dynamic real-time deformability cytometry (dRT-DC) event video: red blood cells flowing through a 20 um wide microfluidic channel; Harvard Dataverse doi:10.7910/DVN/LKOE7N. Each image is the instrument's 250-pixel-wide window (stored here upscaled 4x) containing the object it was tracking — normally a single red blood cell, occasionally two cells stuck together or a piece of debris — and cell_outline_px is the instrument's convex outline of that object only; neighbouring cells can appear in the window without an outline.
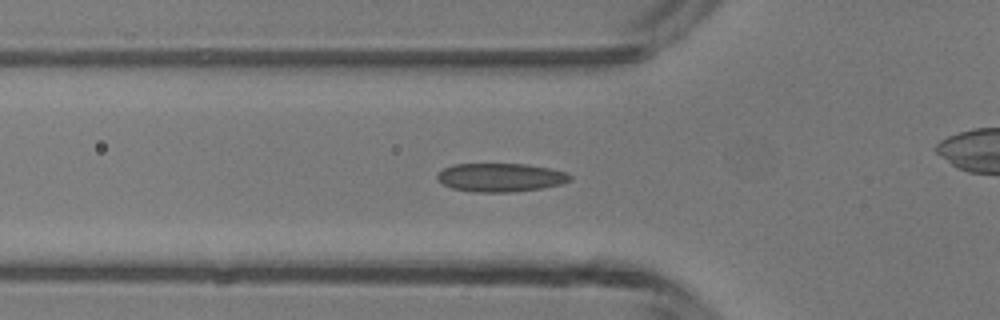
{"species": "common noctule bat (a hibernating species)", "species_latin": "Nyctalus noctula", "temperature_condition": "room temperature", "stored_images_in_passage": 26, "camera_frame_rate_fps": 3000, "um_per_image_px": 0.085, "animal": {"sex": "male", "body_mass_g": 13.3}, "frame": {"image": 1, "passage_image": 15, "time_ms": 4.667, "image_size_px": [1000, 320], "cell_outline_px": [[572, 180], [560, 184], [540, 188], [512, 192], [472, 192], [452, 188], [436, 180], [436, 176], [444, 168], [452, 164], [524, 164], [548, 168], [564, 172], [572, 176]], "centroid_in_image_um": [42.51, 15.08], "position_along_channel_um": 83.3, "area_um2": 21.96}}
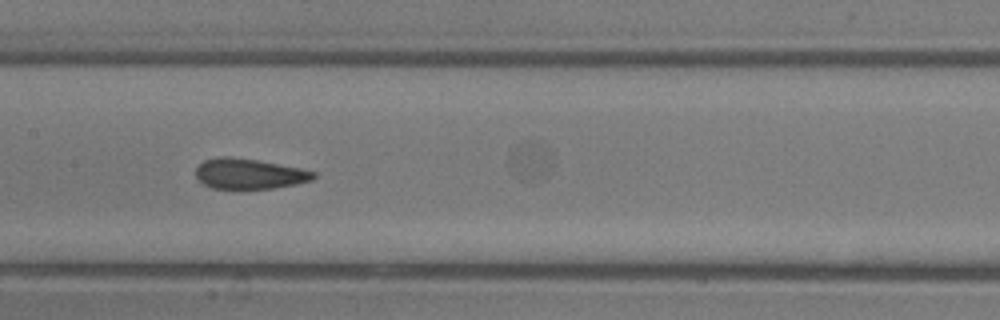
{"frame": {"image": 2, "passage_image": 22, "time_ms": 7.0, "image_size_px": [1000, 320], "cell_outline_px": [[316, 176], [312, 180], [296, 184], [272, 188], [212, 188], [204, 184], [196, 176], [196, 168], [204, 160], [220, 156], [224, 156], [256, 160], [300, 168], [316, 172]], "centroid_in_image_um": [21.19, 14.77], "position_along_channel_um": 186.2, "area_um2": 20.52}}
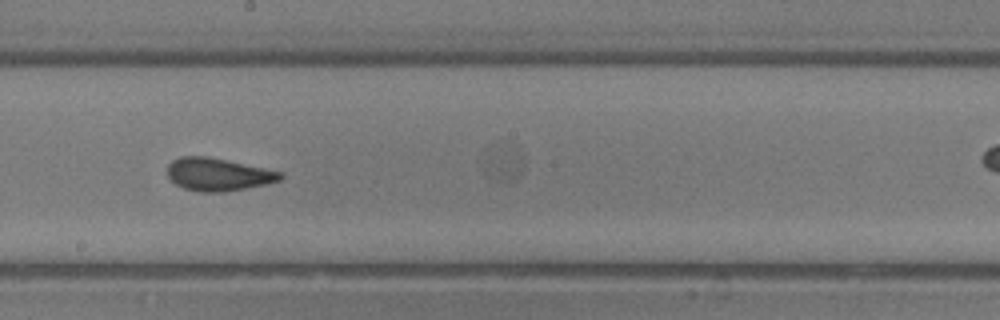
{"frame": {"image": 3, "passage_image": 25, "time_ms": 8.0, "image_size_px": [1000, 320], "cell_outline_px": [[284, 176], [280, 180], [264, 184], [224, 192], [200, 192], [184, 188], [176, 184], [168, 176], [168, 164], [172, 160], [180, 156], [208, 156], [284, 172]], "centroid_in_image_um": [18.54, 14.81], "position_along_channel_um": 229.7, "area_um2": 21.5}}